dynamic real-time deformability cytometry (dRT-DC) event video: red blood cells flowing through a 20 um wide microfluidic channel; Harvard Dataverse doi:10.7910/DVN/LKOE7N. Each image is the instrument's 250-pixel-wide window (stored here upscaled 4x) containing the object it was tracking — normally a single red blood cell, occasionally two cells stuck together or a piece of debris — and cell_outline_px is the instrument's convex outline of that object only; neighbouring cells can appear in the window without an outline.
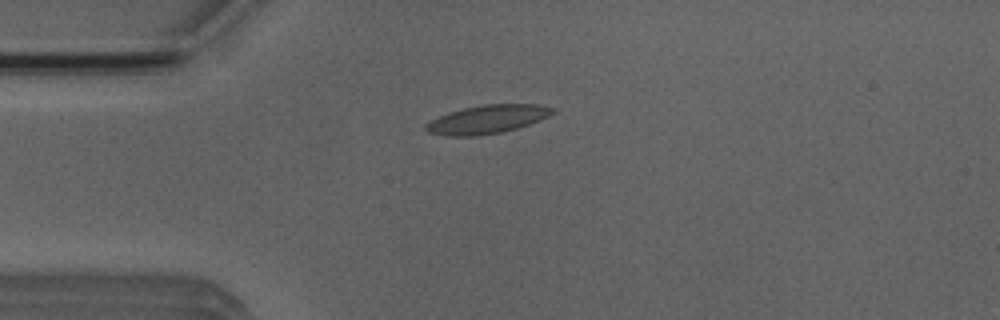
{"species": "Egyptian fruit bat (a non-hibernating species)", "species_latin": "Rousettus aegyptiacus", "temperature_condition": "room temperature", "stored_images_in_passage": 6, "camera_frame_rate_fps": 3000, "um_per_image_px": 0.085, "animal": {"sex": "male"}, "frame": {"image": 1, "passage_image": 3, "time_ms": 2.333, "image_size_px": [1000, 320], "cell_outline_px": [[556, 112], [540, 120], [516, 128], [500, 132], [476, 136], [444, 136], [428, 132], [424, 128], [424, 124], [448, 112], [464, 108], [484, 104], [536, 104], [556, 108]], "centroid_in_image_um": [41.41, 10.14], "position_along_channel_um": 43.6, "area_um2": 20.98}}